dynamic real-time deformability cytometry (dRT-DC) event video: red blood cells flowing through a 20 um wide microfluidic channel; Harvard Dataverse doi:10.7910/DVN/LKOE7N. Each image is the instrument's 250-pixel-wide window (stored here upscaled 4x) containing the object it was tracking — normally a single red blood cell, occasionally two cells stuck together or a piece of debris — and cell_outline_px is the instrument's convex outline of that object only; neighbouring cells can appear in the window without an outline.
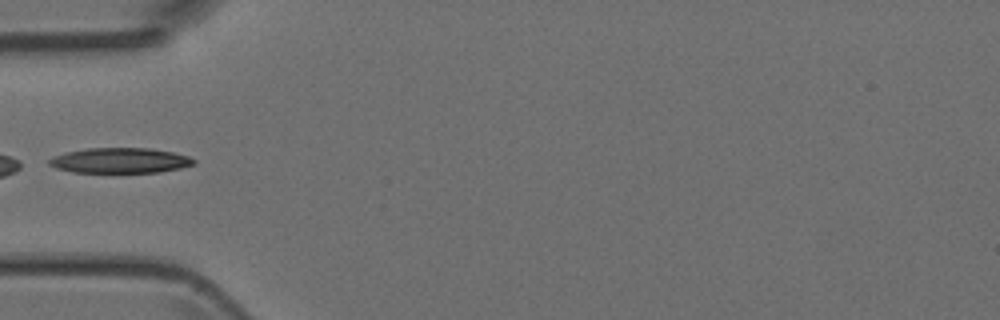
{"species": "Egyptian fruit bat (a non-hibernating species)", "species_latin": "Rousettus aegyptiacus", "temperature_condition": "room temperature", "stored_images_in_passage": 5, "camera_frame_rate_fps": 3000, "um_per_image_px": 0.085, "animal": {"sex": "female"}, "frame": {"image": 1, "passage_image": 5, "time_ms": 4.667, "image_size_px": [1000, 320], "cell_outline_px": [[196, 164], [180, 168], [160, 172], [72, 172], [56, 168], [48, 164], [48, 160], [64, 152], [88, 148], [148, 148], [172, 152], [188, 156], [196, 160]], "centroid_in_image_um": [10.21, 13.64], "position_along_channel_um": 74.8, "area_um2": 21.21}}